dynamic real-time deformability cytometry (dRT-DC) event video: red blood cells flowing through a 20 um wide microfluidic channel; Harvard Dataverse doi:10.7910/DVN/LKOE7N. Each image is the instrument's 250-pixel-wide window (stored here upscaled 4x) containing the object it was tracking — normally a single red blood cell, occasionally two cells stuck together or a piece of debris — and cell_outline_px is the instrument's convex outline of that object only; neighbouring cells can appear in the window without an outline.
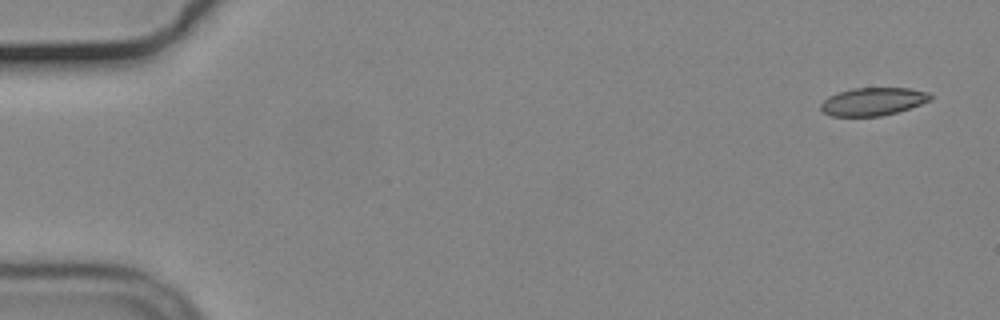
{"species": "common noctule bat (a hibernating species)", "species_latin": "Nyctalus noctula", "temperature_condition": "cold", "stored_images_in_passage": 54, "camera_frame_rate_fps": 3000, "um_per_image_px": 0.085, "animal": {"sex": "male", "body_mass_g": 19.2, "forearm_length_mm": 51.8}, "frame": {"image": 1, "passage_image": 1, "time_ms": 0.0, "image_size_px": [1000, 320], "cell_outline_px": [[932, 100], [896, 112], [880, 116], [832, 116], [824, 112], [820, 108], [820, 104], [828, 96], [836, 92], [852, 88], [908, 88], [928, 92], [932, 96]], "centroid_in_image_um": [74.18, 8.62], "position_along_channel_um": 10.8, "area_um2": 17.8}}
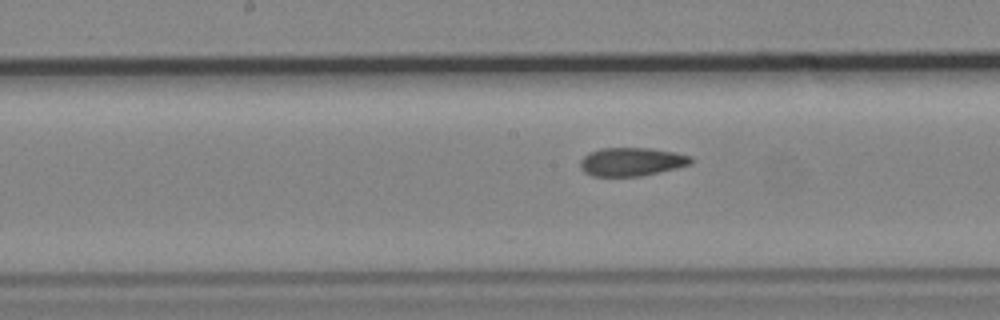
{"frame": {"image": 2, "passage_image": 27, "time_ms": 8.667, "image_size_px": [1000, 320], "cell_outline_px": [[692, 164], [660, 172], [640, 176], [592, 176], [584, 172], [580, 168], [580, 160], [588, 152], [600, 148], [652, 148], [692, 156]], "centroid_in_image_um": [53.66, 13.75], "position_along_channel_um": 194.5, "area_um2": 18.44}}
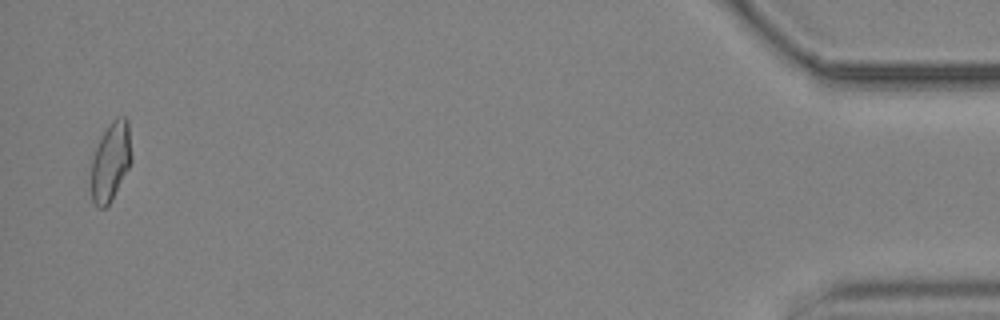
{"frame": {"image": 3, "passage_image": 53, "time_ms": 17.333, "image_size_px": [1000, 320], "cell_outline_px": [[132, 160], [128, 168], [108, 204], [104, 208], [100, 208], [92, 200], [92, 160], [96, 148], [104, 132], [112, 120], [116, 116], [124, 116], [128, 120], [132, 156]], "centroid_in_image_um": [9.43, 13.67], "position_along_channel_um": 425.8, "area_um2": 18.03}, "authors_computed_cell_mechanics": {"area_um2": 18.8139, "velocity_mm_per_s": 3.6912, "shape_relaxation_time_tau1_ms": null, "shape_relaxation_time_tau2_ms": 1.9878, "deformation_change_tau1": null, "deformation_change_tau2": 0.0651}}